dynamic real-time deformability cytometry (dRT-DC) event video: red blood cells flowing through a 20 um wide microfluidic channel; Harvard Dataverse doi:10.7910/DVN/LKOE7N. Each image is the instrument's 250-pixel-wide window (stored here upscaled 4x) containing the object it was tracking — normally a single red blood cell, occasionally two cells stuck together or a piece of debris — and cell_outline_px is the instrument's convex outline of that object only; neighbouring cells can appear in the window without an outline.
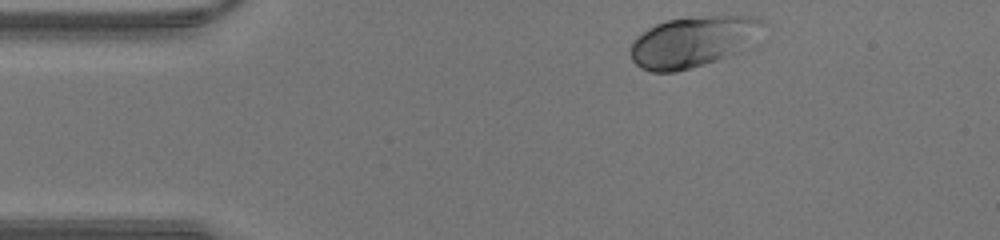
{"species": "human", "species_latin": "Homo sapiens", "temperature_condition": "warm", "stored_images_in_passage": 37, "camera_frame_rate_fps": 3000, "um_per_image_px": 0.085, "donor": {"sex": "male"}, "frame": {"image": 1, "passage_image": 1, "time_ms": 0.0, "image_size_px": [1000, 240], "cell_outline_px": [[764, 44], [756, 48], [704, 64], [676, 72], [652, 72], [640, 68], [632, 60], [628, 52], [628, 48], [632, 40], [636, 36], [648, 28], [656, 24], [668, 20], [712, 16], [752, 16], [764, 20]], "centroid_in_image_um": [59.06, 3.56], "position_along_channel_um": 25.9, "area_um2": 40.86}}
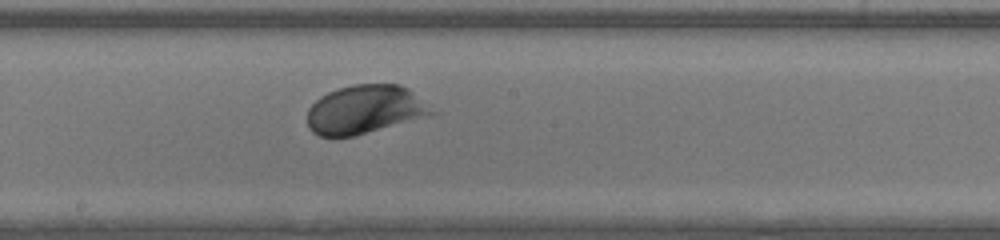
{"frame": {"image": 2, "passage_image": 17, "time_ms": 5.333, "image_size_px": [1000, 240], "cell_outline_px": [[440, 112], [352, 136], [320, 136], [312, 132], [308, 128], [308, 108], [320, 96], [328, 92], [352, 84], [400, 84], [408, 88]], "centroid_in_image_um": [31.03, 9.29], "position_along_channel_um": 217.2, "area_um2": 35.03}}
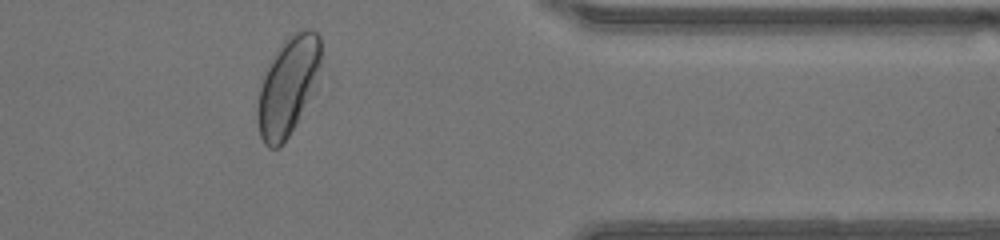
{"frame": {"image": 3, "passage_image": 29, "time_ms": 9.333, "image_size_px": [1000, 240], "cell_outline_px": [[320, 64], [316, 92], [296, 124], [280, 148], [268, 148], [264, 144], [260, 136], [256, 120], [256, 108], [260, 88], [264, 76], [276, 52], [284, 40], [292, 32], [300, 28], [312, 28], [320, 36]], "centroid_in_image_um": [24.5, 7.34], "position_along_channel_um": 386.9, "area_um2": 36.88}}